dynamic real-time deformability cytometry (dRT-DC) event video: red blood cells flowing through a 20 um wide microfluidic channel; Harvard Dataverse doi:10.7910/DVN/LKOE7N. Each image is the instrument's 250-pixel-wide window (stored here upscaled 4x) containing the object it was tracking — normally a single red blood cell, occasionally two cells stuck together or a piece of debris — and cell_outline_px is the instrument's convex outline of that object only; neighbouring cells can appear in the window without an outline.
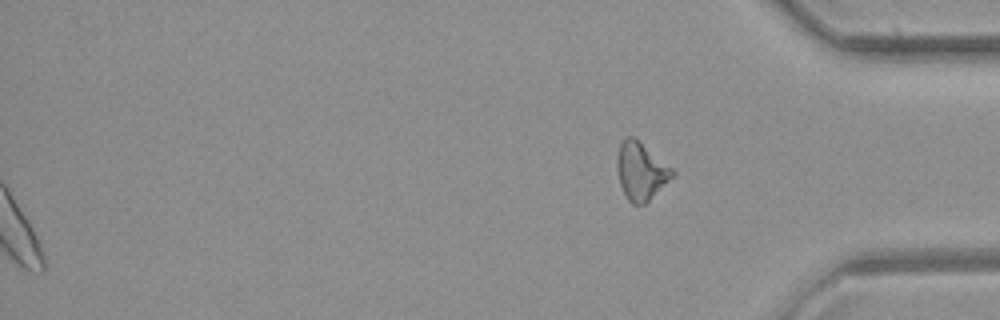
{"species": "common noctule bat (a hibernating species)", "species_latin": "Nyctalus noctula", "temperature_condition": "room temperature", "stored_images_in_passage": 39, "segment_of_instrument_passage": [2, 2], "camera_frame_rate_fps": 3000, "um_per_image_px": 0.085, "animal": {"sex": "female", "body_mass_g": 21.9}, "frame": {"image": 1, "passage_image": 39, "time_ms": 12.667, "image_size_px": [1000, 320], "cell_outline_px": [[676, 172], [644, 204], [632, 204], [628, 200], [620, 184], [616, 168], [616, 160], [620, 144], [624, 136], [632, 136], [672, 168]], "centroid_in_image_um": [54.43, 14.53], "position_along_channel_um": 380.8, "area_um2": 18.03}}